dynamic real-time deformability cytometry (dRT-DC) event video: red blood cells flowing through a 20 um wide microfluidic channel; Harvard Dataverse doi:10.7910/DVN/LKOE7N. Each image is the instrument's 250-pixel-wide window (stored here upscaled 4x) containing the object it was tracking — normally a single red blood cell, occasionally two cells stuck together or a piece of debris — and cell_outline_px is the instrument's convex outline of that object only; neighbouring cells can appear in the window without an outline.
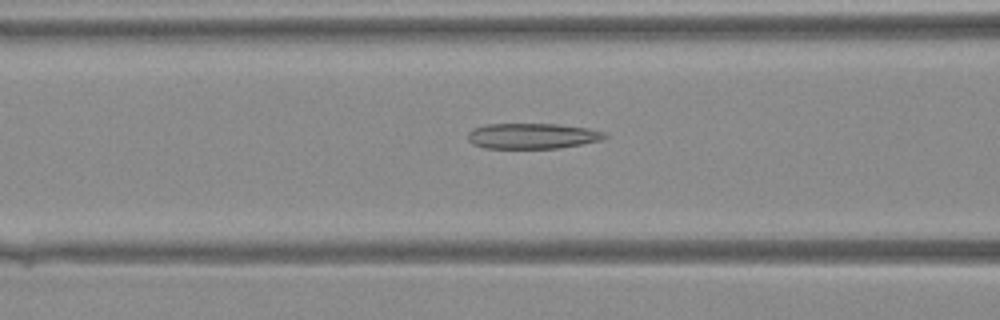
{"species": "Egyptian fruit bat (a non-hibernating species)", "species_latin": "Rousettus aegyptiacus", "temperature_condition": "warm", "stored_images_in_passage": 30, "camera_frame_rate_fps": 3000, "um_per_image_px": 0.085, "animal": {"sex": "female"}, "frame": {"image": 1, "passage_image": 11, "time_ms": 3.333, "image_size_px": [1000, 320], "cell_outline_px": [[608, 136], [604, 140], [560, 148], [484, 148], [472, 144], [468, 140], [468, 132], [476, 128], [488, 124], [556, 124], [588, 128], [604, 132]], "centroid_in_image_um": [45.28, 11.56], "position_along_channel_um": 121.3, "area_um2": 20.4}}
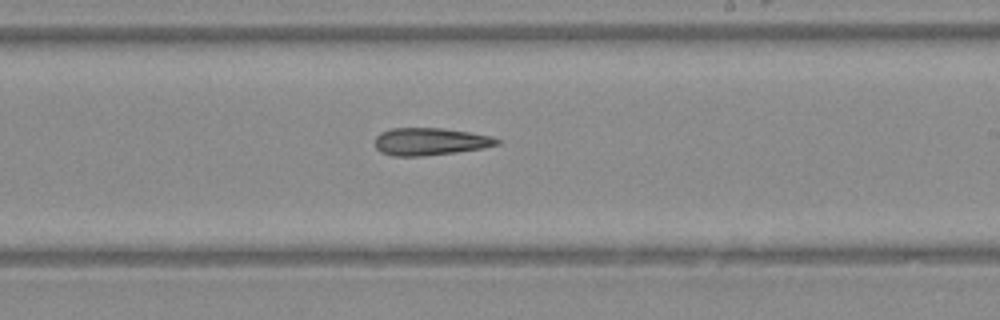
{"frame": {"image": 2, "passage_image": 19, "time_ms": 6.0, "image_size_px": [1000, 320], "cell_outline_px": [[504, 140], [500, 144], [484, 148], [456, 152], [420, 156], [392, 156], [380, 152], [376, 148], [376, 136], [380, 132], [392, 128], [440, 128], [468, 132], [492, 136]], "centroid_in_image_um": [36.59, 12.03], "position_along_channel_um": 252.4, "area_um2": 19.59}}
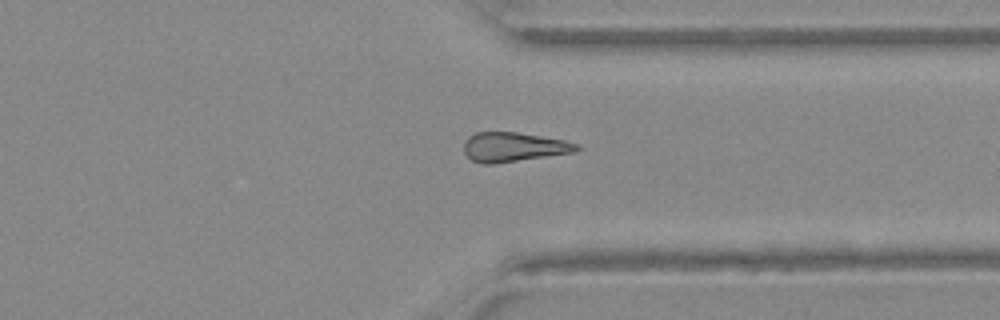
{"frame": {"image": 3, "passage_image": 26, "time_ms": 8.333, "image_size_px": [1000, 320], "cell_outline_px": [[580, 148], [576, 152], [492, 164], [480, 164], [472, 160], [464, 152], [464, 140], [468, 136], [476, 132], [516, 132], [564, 140], [580, 144]], "centroid_in_image_um": [43.64, 12.5], "position_along_channel_um": 367.8, "area_um2": 19.36}}